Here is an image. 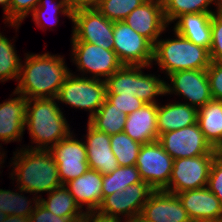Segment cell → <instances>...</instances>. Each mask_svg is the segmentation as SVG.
Here are the masks:
<instances>
[{"mask_svg":"<svg viewBox=\"0 0 222 222\" xmlns=\"http://www.w3.org/2000/svg\"><path fill=\"white\" fill-rule=\"evenodd\" d=\"M21 63L15 92L27 100L32 98H56L67 75L70 73L63 56L26 53ZM66 64V65H65Z\"/></svg>","mask_w":222,"mask_h":222,"instance_id":"6da1fadb","label":"cell"},{"mask_svg":"<svg viewBox=\"0 0 222 222\" xmlns=\"http://www.w3.org/2000/svg\"><path fill=\"white\" fill-rule=\"evenodd\" d=\"M11 179H17V187L27 193L51 192L62 186L57 164L49 150L29 149L26 147L13 152ZM39 193V196H38Z\"/></svg>","mask_w":222,"mask_h":222,"instance_id":"7a4b0ae2","label":"cell"},{"mask_svg":"<svg viewBox=\"0 0 222 222\" xmlns=\"http://www.w3.org/2000/svg\"><path fill=\"white\" fill-rule=\"evenodd\" d=\"M56 98L27 100L25 127L33 145L29 149L49 150L71 133L68 121L60 110Z\"/></svg>","mask_w":222,"mask_h":222,"instance_id":"3957f363","label":"cell"},{"mask_svg":"<svg viewBox=\"0 0 222 222\" xmlns=\"http://www.w3.org/2000/svg\"><path fill=\"white\" fill-rule=\"evenodd\" d=\"M175 39H158L154 44L153 62L166 76L184 70H202L210 66L209 50L196 45L176 32Z\"/></svg>","mask_w":222,"mask_h":222,"instance_id":"277c9868","label":"cell"},{"mask_svg":"<svg viewBox=\"0 0 222 222\" xmlns=\"http://www.w3.org/2000/svg\"><path fill=\"white\" fill-rule=\"evenodd\" d=\"M145 66L123 65L105 80L106 94L134 95L141 101L158 104L156 96L166 95L165 84L160 75L145 74Z\"/></svg>","mask_w":222,"mask_h":222,"instance_id":"5b68a950","label":"cell"},{"mask_svg":"<svg viewBox=\"0 0 222 222\" xmlns=\"http://www.w3.org/2000/svg\"><path fill=\"white\" fill-rule=\"evenodd\" d=\"M106 93L105 80L88 76L80 77L70 72L56 99L58 103H65L73 108L89 111V120L106 100Z\"/></svg>","mask_w":222,"mask_h":222,"instance_id":"8992f818","label":"cell"},{"mask_svg":"<svg viewBox=\"0 0 222 222\" xmlns=\"http://www.w3.org/2000/svg\"><path fill=\"white\" fill-rule=\"evenodd\" d=\"M114 52L123 65L151 67L154 44L134 31L125 21L114 22Z\"/></svg>","mask_w":222,"mask_h":222,"instance_id":"52a82bcc","label":"cell"},{"mask_svg":"<svg viewBox=\"0 0 222 222\" xmlns=\"http://www.w3.org/2000/svg\"><path fill=\"white\" fill-rule=\"evenodd\" d=\"M217 155L214 149L208 155L174 159L169 184L165 191L177 194L206 187L211 164Z\"/></svg>","mask_w":222,"mask_h":222,"instance_id":"ba28073f","label":"cell"},{"mask_svg":"<svg viewBox=\"0 0 222 222\" xmlns=\"http://www.w3.org/2000/svg\"><path fill=\"white\" fill-rule=\"evenodd\" d=\"M71 45L72 61L83 77L90 73V78L106 80L123 66L114 50L87 42H71Z\"/></svg>","mask_w":222,"mask_h":222,"instance_id":"9c48e42d","label":"cell"},{"mask_svg":"<svg viewBox=\"0 0 222 222\" xmlns=\"http://www.w3.org/2000/svg\"><path fill=\"white\" fill-rule=\"evenodd\" d=\"M173 165L174 159L158 141L142 144L135 164L142 181L154 190L168 187Z\"/></svg>","mask_w":222,"mask_h":222,"instance_id":"30bf717a","label":"cell"},{"mask_svg":"<svg viewBox=\"0 0 222 222\" xmlns=\"http://www.w3.org/2000/svg\"><path fill=\"white\" fill-rule=\"evenodd\" d=\"M153 191L144 181L128 185L122 191L106 196L97 211L109 216L125 217L128 222H136Z\"/></svg>","mask_w":222,"mask_h":222,"instance_id":"8fae6325","label":"cell"},{"mask_svg":"<svg viewBox=\"0 0 222 222\" xmlns=\"http://www.w3.org/2000/svg\"><path fill=\"white\" fill-rule=\"evenodd\" d=\"M71 42H87L106 50H114V22L98 10H83L72 14Z\"/></svg>","mask_w":222,"mask_h":222,"instance_id":"7c38bea8","label":"cell"},{"mask_svg":"<svg viewBox=\"0 0 222 222\" xmlns=\"http://www.w3.org/2000/svg\"><path fill=\"white\" fill-rule=\"evenodd\" d=\"M157 141L173 159L208 155L214 150L198 123L162 133Z\"/></svg>","mask_w":222,"mask_h":222,"instance_id":"4fadbf2b","label":"cell"},{"mask_svg":"<svg viewBox=\"0 0 222 222\" xmlns=\"http://www.w3.org/2000/svg\"><path fill=\"white\" fill-rule=\"evenodd\" d=\"M168 76L171 82L165 84L166 95L183 96L189 101L186 104L197 109L213 100L206 69L178 71Z\"/></svg>","mask_w":222,"mask_h":222,"instance_id":"5bb4252c","label":"cell"},{"mask_svg":"<svg viewBox=\"0 0 222 222\" xmlns=\"http://www.w3.org/2000/svg\"><path fill=\"white\" fill-rule=\"evenodd\" d=\"M49 152L57 164L62 185L89 169L85 142L75 138L73 132L51 147Z\"/></svg>","mask_w":222,"mask_h":222,"instance_id":"9a60e30c","label":"cell"},{"mask_svg":"<svg viewBox=\"0 0 222 222\" xmlns=\"http://www.w3.org/2000/svg\"><path fill=\"white\" fill-rule=\"evenodd\" d=\"M136 222H192L176 194L154 190Z\"/></svg>","mask_w":222,"mask_h":222,"instance_id":"2e32d148","label":"cell"},{"mask_svg":"<svg viewBox=\"0 0 222 222\" xmlns=\"http://www.w3.org/2000/svg\"><path fill=\"white\" fill-rule=\"evenodd\" d=\"M176 195L192 222H222V204L207 186Z\"/></svg>","mask_w":222,"mask_h":222,"instance_id":"e0dca14e","label":"cell"},{"mask_svg":"<svg viewBox=\"0 0 222 222\" xmlns=\"http://www.w3.org/2000/svg\"><path fill=\"white\" fill-rule=\"evenodd\" d=\"M124 21L153 44L169 27L164 18L162 0L145 1L141 6L135 8Z\"/></svg>","mask_w":222,"mask_h":222,"instance_id":"ac0fdd59","label":"cell"},{"mask_svg":"<svg viewBox=\"0 0 222 222\" xmlns=\"http://www.w3.org/2000/svg\"><path fill=\"white\" fill-rule=\"evenodd\" d=\"M85 139L89 169L105 175L119 167L111 150L110 135L96 130L88 123Z\"/></svg>","mask_w":222,"mask_h":222,"instance_id":"d6986e66","label":"cell"},{"mask_svg":"<svg viewBox=\"0 0 222 222\" xmlns=\"http://www.w3.org/2000/svg\"><path fill=\"white\" fill-rule=\"evenodd\" d=\"M17 94V97L0 103V141L4 144L21 141L25 127L27 99Z\"/></svg>","mask_w":222,"mask_h":222,"instance_id":"ffe728a7","label":"cell"},{"mask_svg":"<svg viewBox=\"0 0 222 222\" xmlns=\"http://www.w3.org/2000/svg\"><path fill=\"white\" fill-rule=\"evenodd\" d=\"M64 186L80 209L86 208L85 213L97 210L103 201L102 174L93 169H88L82 176L70 180Z\"/></svg>","mask_w":222,"mask_h":222,"instance_id":"44dd1931","label":"cell"},{"mask_svg":"<svg viewBox=\"0 0 222 222\" xmlns=\"http://www.w3.org/2000/svg\"><path fill=\"white\" fill-rule=\"evenodd\" d=\"M124 133L131 139L148 144L158 140L157 104L146 103L140 109L127 115Z\"/></svg>","mask_w":222,"mask_h":222,"instance_id":"7402d4cb","label":"cell"},{"mask_svg":"<svg viewBox=\"0 0 222 222\" xmlns=\"http://www.w3.org/2000/svg\"><path fill=\"white\" fill-rule=\"evenodd\" d=\"M157 104L158 134L178 130L197 123L198 109L185 102Z\"/></svg>","mask_w":222,"mask_h":222,"instance_id":"603a6c76","label":"cell"},{"mask_svg":"<svg viewBox=\"0 0 222 222\" xmlns=\"http://www.w3.org/2000/svg\"><path fill=\"white\" fill-rule=\"evenodd\" d=\"M213 13H189L179 16L175 21L174 32L196 45L210 49L211 19Z\"/></svg>","mask_w":222,"mask_h":222,"instance_id":"cb8c5ba5","label":"cell"},{"mask_svg":"<svg viewBox=\"0 0 222 222\" xmlns=\"http://www.w3.org/2000/svg\"><path fill=\"white\" fill-rule=\"evenodd\" d=\"M17 189L18 192L0 189V222H27L39 203V197L33 196L32 202L22 194L27 193L25 190Z\"/></svg>","mask_w":222,"mask_h":222,"instance_id":"d4e9b609","label":"cell"},{"mask_svg":"<svg viewBox=\"0 0 222 222\" xmlns=\"http://www.w3.org/2000/svg\"><path fill=\"white\" fill-rule=\"evenodd\" d=\"M197 123L205 139L217 149L222 144V101L212 100L199 108Z\"/></svg>","mask_w":222,"mask_h":222,"instance_id":"484cf974","label":"cell"},{"mask_svg":"<svg viewBox=\"0 0 222 222\" xmlns=\"http://www.w3.org/2000/svg\"><path fill=\"white\" fill-rule=\"evenodd\" d=\"M39 202L48 209L49 212L65 218H84L85 211L76 204L74 197L67 188L62 185L55 188L47 195V199L40 198Z\"/></svg>","mask_w":222,"mask_h":222,"instance_id":"4316f807","label":"cell"},{"mask_svg":"<svg viewBox=\"0 0 222 222\" xmlns=\"http://www.w3.org/2000/svg\"><path fill=\"white\" fill-rule=\"evenodd\" d=\"M127 115L115 108L107 99L99 110L88 120V123L98 131L107 135L124 132Z\"/></svg>","mask_w":222,"mask_h":222,"instance_id":"83f0119b","label":"cell"},{"mask_svg":"<svg viewBox=\"0 0 222 222\" xmlns=\"http://www.w3.org/2000/svg\"><path fill=\"white\" fill-rule=\"evenodd\" d=\"M162 3L164 18L169 25L183 14L214 13L209 6L214 3L218 10L220 0H162Z\"/></svg>","mask_w":222,"mask_h":222,"instance_id":"f1b7e54d","label":"cell"},{"mask_svg":"<svg viewBox=\"0 0 222 222\" xmlns=\"http://www.w3.org/2000/svg\"><path fill=\"white\" fill-rule=\"evenodd\" d=\"M138 168L134 166H119L112 173L102 175V197L122 191L128 185L141 182Z\"/></svg>","mask_w":222,"mask_h":222,"instance_id":"f546056e","label":"cell"},{"mask_svg":"<svg viewBox=\"0 0 222 222\" xmlns=\"http://www.w3.org/2000/svg\"><path fill=\"white\" fill-rule=\"evenodd\" d=\"M13 45L11 40L0 33V82L9 79L18 81L22 61Z\"/></svg>","mask_w":222,"mask_h":222,"instance_id":"4dcf8cb0","label":"cell"},{"mask_svg":"<svg viewBox=\"0 0 222 222\" xmlns=\"http://www.w3.org/2000/svg\"><path fill=\"white\" fill-rule=\"evenodd\" d=\"M111 150L119 166H134L141 148V143L131 139L124 132L110 135Z\"/></svg>","mask_w":222,"mask_h":222,"instance_id":"1f68e13d","label":"cell"},{"mask_svg":"<svg viewBox=\"0 0 222 222\" xmlns=\"http://www.w3.org/2000/svg\"><path fill=\"white\" fill-rule=\"evenodd\" d=\"M55 1L54 0H40L39 5L30 14L33 17L32 20L35 22V24L38 27H40V29L46 28L45 22H46V18L48 16H49V18H50V16L54 18V19L52 18L53 19L52 25L55 24V26H56V24L59 21V17L57 16L58 13H61L63 16H67L70 20H72V14L69 10L67 0H59L57 2H55ZM48 23H49V20H48ZM47 25H51V23L47 24Z\"/></svg>","mask_w":222,"mask_h":222,"instance_id":"d6a6232c","label":"cell"},{"mask_svg":"<svg viewBox=\"0 0 222 222\" xmlns=\"http://www.w3.org/2000/svg\"><path fill=\"white\" fill-rule=\"evenodd\" d=\"M147 0H102L97 10L112 22L124 19Z\"/></svg>","mask_w":222,"mask_h":222,"instance_id":"836d02e7","label":"cell"},{"mask_svg":"<svg viewBox=\"0 0 222 222\" xmlns=\"http://www.w3.org/2000/svg\"><path fill=\"white\" fill-rule=\"evenodd\" d=\"M210 58L213 62H222V11L216 10L211 19Z\"/></svg>","mask_w":222,"mask_h":222,"instance_id":"e575fe53","label":"cell"},{"mask_svg":"<svg viewBox=\"0 0 222 222\" xmlns=\"http://www.w3.org/2000/svg\"><path fill=\"white\" fill-rule=\"evenodd\" d=\"M40 0H11L10 1V25L17 30L21 22L34 11Z\"/></svg>","mask_w":222,"mask_h":222,"instance_id":"d590c367","label":"cell"},{"mask_svg":"<svg viewBox=\"0 0 222 222\" xmlns=\"http://www.w3.org/2000/svg\"><path fill=\"white\" fill-rule=\"evenodd\" d=\"M106 99L126 115L131 114L146 104L136 96L127 94H106Z\"/></svg>","mask_w":222,"mask_h":222,"instance_id":"8d00e7d4","label":"cell"},{"mask_svg":"<svg viewBox=\"0 0 222 222\" xmlns=\"http://www.w3.org/2000/svg\"><path fill=\"white\" fill-rule=\"evenodd\" d=\"M206 70L213 100L222 101V62L211 61Z\"/></svg>","mask_w":222,"mask_h":222,"instance_id":"74e56055","label":"cell"},{"mask_svg":"<svg viewBox=\"0 0 222 222\" xmlns=\"http://www.w3.org/2000/svg\"><path fill=\"white\" fill-rule=\"evenodd\" d=\"M208 189L213 192L222 204V157L216 156L211 164Z\"/></svg>","mask_w":222,"mask_h":222,"instance_id":"f35d334b","label":"cell"},{"mask_svg":"<svg viewBox=\"0 0 222 222\" xmlns=\"http://www.w3.org/2000/svg\"><path fill=\"white\" fill-rule=\"evenodd\" d=\"M83 218H65L49 212L40 202L27 222H82Z\"/></svg>","mask_w":222,"mask_h":222,"instance_id":"ab89813d","label":"cell"},{"mask_svg":"<svg viewBox=\"0 0 222 222\" xmlns=\"http://www.w3.org/2000/svg\"><path fill=\"white\" fill-rule=\"evenodd\" d=\"M102 0H67L71 14L83 10H97Z\"/></svg>","mask_w":222,"mask_h":222,"instance_id":"60d3db41","label":"cell"},{"mask_svg":"<svg viewBox=\"0 0 222 222\" xmlns=\"http://www.w3.org/2000/svg\"><path fill=\"white\" fill-rule=\"evenodd\" d=\"M121 219L122 217L105 215L95 210L85 213L82 222H128L127 220Z\"/></svg>","mask_w":222,"mask_h":222,"instance_id":"b9f144b4","label":"cell"},{"mask_svg":"<svg viewBox=\"0 0 222 222\" xmlns=\"http://www.w3.org/2000/svg\"><path fill=\"white\" fill-rule=\"evenodd\" d=\"M10 1L11 0H0V5H2L3 10L5 13L4 17L5 18V23L7 22V24H10Z\"/></svg>","mask_w":222,"mask_h":222,"instance_id":"7bdbcfd3","label":"cell"},{"mask_svg":"<svg viewBox=\"0 0 222 222\" xmlns=\"http://www.w3.org/2000/svg\"><path fill=\"white\" fill-rule=\"evenodd\" d=\"M0 147H2V145L0 144ZM1 149V148H0ZM4 151H2V154H1V151H0V156L2 157H0V165L2 164V163H4V159H5V152L3 153ZM4 157V158H3ZM3 159V160H2Z\"/></svg>","mask_w":222,"mask_h":222,"instance_id":"ee69618b","label":"cell"},{"mask_svg":"<svg viewBox=\"0 0 222 222\" xmlns=\"http://www.w3.org/2000/svg\"><path fill=\"white\" fill-rule=\"evenodd\" d=\"M218 156L222 157V144L216 149Z\"/></svg>","mask_w":222,"mask_h":222,"instance_id":"f6af8a7d","label":"cell"},{"mask_svg":"<svg viewBox=\"0 0 222 222\" xmlns=\"http://www.w3.org/2000/svg\"><path fill=\"white\" fill-rule=\"evenodd\" d=\"M219 11H222V0H220V3H219Z\"/></svg>","mask_w":222,"mask_h":222,"instance_id":"bcb514c9","label":"cell"}]
</instances>
